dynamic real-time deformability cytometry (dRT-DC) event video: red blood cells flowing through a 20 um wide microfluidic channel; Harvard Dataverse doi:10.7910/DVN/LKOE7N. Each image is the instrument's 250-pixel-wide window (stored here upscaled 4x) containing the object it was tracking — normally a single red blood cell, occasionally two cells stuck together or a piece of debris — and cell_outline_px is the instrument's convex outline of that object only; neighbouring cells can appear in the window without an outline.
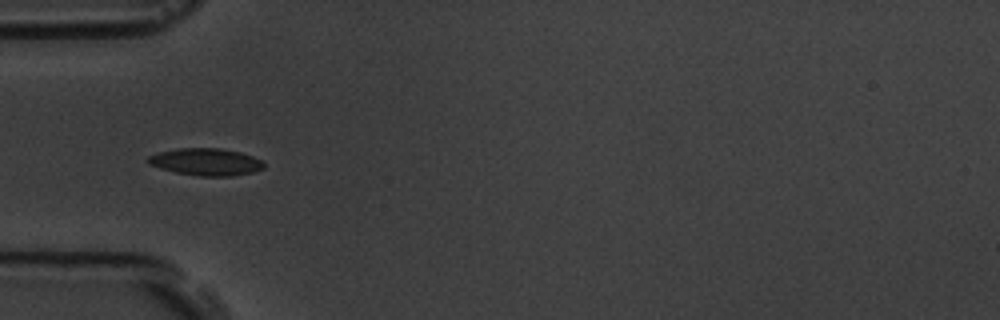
{"species": "common noctule bat (a hibernating species)", "species_latin": "Nyctalus noctula", "temperature_condition": "room temperature", "stored_images_in_passage": 6, "camera_frame_rate_fps": 3000, "um_per_image_px": 0.085, "animal": {"sex": "male", "body_mass_g": 19.5, "forearm_length_mm": 54.6}, "frame": {"image": 1, "passage_image": 6, "time_ms": 5.333, "image_size_px": [1000, 320], "cell_outline_px": [[264, 168], [252, 172], [232, 176], [200, 176], [176, 172], [160, 168], [148, 164], [144, 160], [148, 156], [160, 152], [180, 148], [220, 148], [240, 152], [252, 156], [260, 160], [264, 164]], "centroid_in_image_um": [17.47, 13.76], "position_along_channel_um": 67.5, "area_um2": 18.26}}